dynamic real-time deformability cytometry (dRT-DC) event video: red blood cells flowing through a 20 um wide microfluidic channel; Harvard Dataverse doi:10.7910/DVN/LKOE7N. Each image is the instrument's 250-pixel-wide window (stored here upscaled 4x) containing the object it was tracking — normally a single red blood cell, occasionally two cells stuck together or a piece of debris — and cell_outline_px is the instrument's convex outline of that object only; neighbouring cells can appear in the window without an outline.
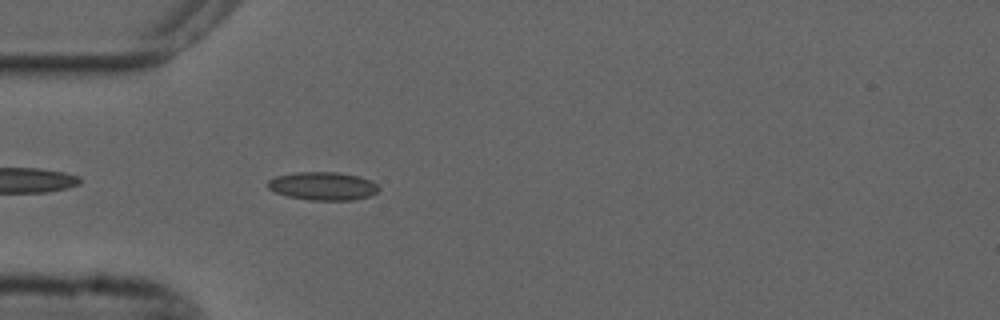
{"species": "common noctule bat (a hibernating species)", "species_latin": "Nyctalus noctula", "temperature_condition": "cold", "stored_images_in_passage": 42, "camera_frame_rate_fps": 3000, "um_per_image_px": 0.085, "animal": {"sex": "male", "forearm_length_mm": 52.5}, "frame": {"image": 1, "passage_image": 3, "time_ms": 0.667, "image_size_px": [1000, 320], "cell_outline_px": [[380, 188], [372, 196], [352, 200], [308, 200], [288, 196], [276, 192], [268, 188], [268, 180], [276, 176], [296, 172], [336, 172], [360, 176], [372, 180]], "centroid_in_image_um": [27.48, 15.81], "position_along_channel_um": 57.5, "area_um2": 18.32}}
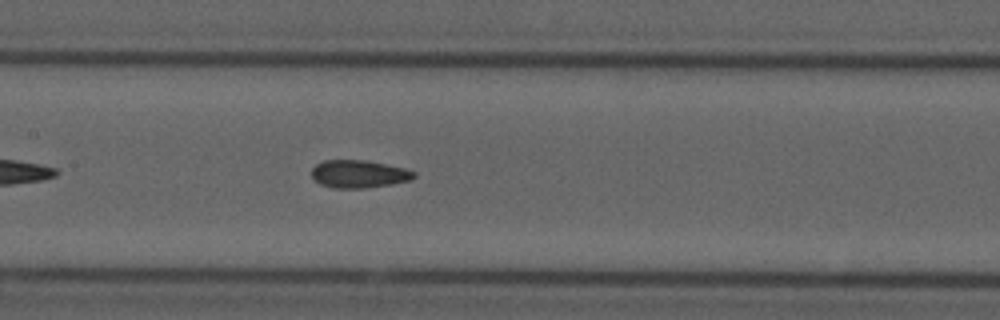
{"frame": {"image": 2, "passage_image": 13, "time_ms": 4.0, "image_size_px": [1000, 320], "cell_outline_px": [[416, 176], [412, 180], [392, 184], [364, 188], [332, 188], [320, 184], [312, 176], [312, 168], [316, 164], [324, 160], [364, 160], [404, 168], [416, 172]], "centroid_in_image_um": [30.51, 14.79], "position_along_channel_um": 176.9, "area_um2": 16.53}}
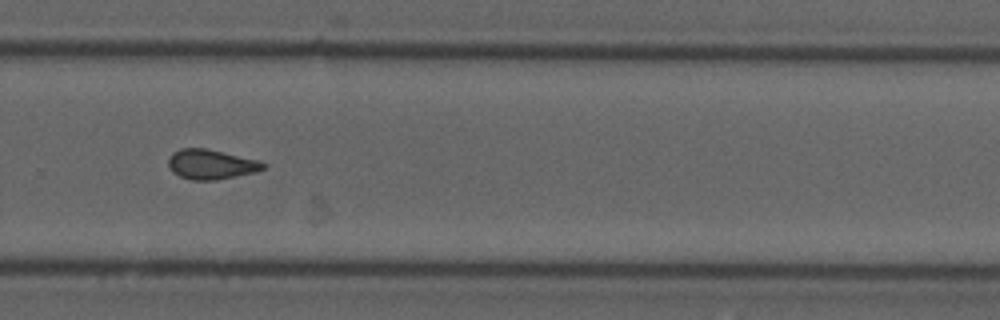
{"frame": {"image": 3, "passage_image": 24, "time_ms": 7.667, "image_size_px": [1000, 320], "cell_outline_px": [[268, 164], [264, 168], [256, 172], [216, 180], [192, 180], [180, 176], [172, 172], [168, 164], [168, 160], [172, 152], [180, 148], [204, 148], [224, 152], [260, 160]], "centroid_in_image_um": [17.95, 13.96], "position_along_channel_um": 311.8, "area_um2": 16.59}, "authors_computed_cell_mechanics": {"area_um2": 16.3574, "velocity_mm_per_s": 3.6913, "shape_relaxation_time_tau1_ms": null, "shape_relaxation_time_tau2_ms": 2.6647, "deformation_change_tau1": null, "deformation_change_tau2": 0.0911}}